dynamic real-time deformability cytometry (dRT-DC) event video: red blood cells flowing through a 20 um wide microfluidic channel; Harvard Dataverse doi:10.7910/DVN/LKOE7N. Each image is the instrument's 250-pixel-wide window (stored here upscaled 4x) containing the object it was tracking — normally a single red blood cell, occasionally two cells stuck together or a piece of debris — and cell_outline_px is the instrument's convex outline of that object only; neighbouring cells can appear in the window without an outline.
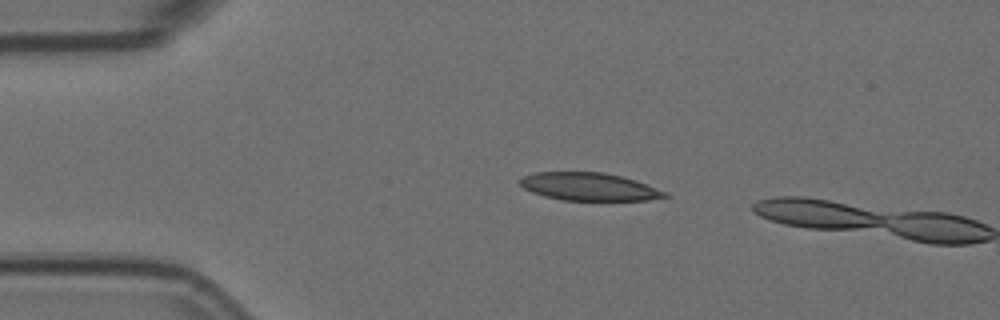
{"species": "Egyptian fruit bat (a non-hibernating species)", "species_latin": "Rousettus aegyptiacus", "temperature_condition": "room temperature", "stored_images_in_passage": 2, "camera_frame_rate_fps": 3000, "um_per_image_px": 0.085, "animal": {"sex": "female"}, "frame": {"image": 1, "passage_image": 1, "time_ms": 0.0, "image_size_px": [1000, 320], "cell_outline_px": [[672, 196], [648, 200], [560, 200], [544, 196], [532, 192], [524, 188], [520, 184], [520, 180], [524, 176], [536, 172], [604, 172], [636, 180], [668, 192]], "centroid_in_image_um": [50.11, 15.87], "position_along_channel_um": 34.9, "area_um2": 23.52}}